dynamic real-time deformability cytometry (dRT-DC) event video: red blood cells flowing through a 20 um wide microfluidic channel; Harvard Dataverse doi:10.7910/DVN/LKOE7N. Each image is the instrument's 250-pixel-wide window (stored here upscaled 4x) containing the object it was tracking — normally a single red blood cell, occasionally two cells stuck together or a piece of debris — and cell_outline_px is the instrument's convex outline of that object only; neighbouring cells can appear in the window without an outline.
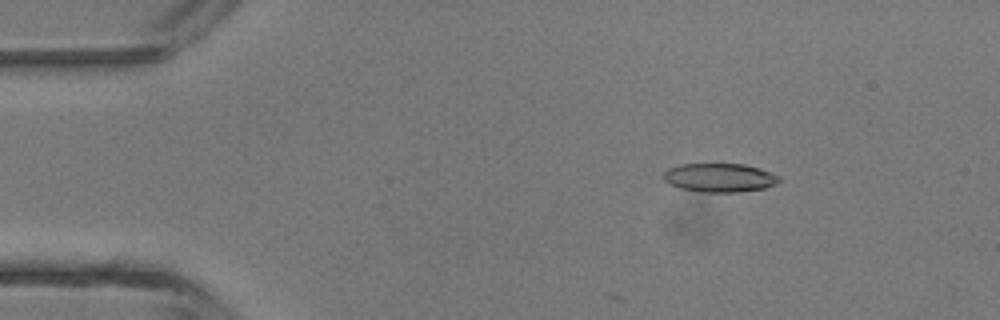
{"species": "common noctule bat (a hibernating species)", "species_latin": "Nyctalus noctula", "temperature_condition": "room temperature", "stored_images_in_passage": 3, "camera_frame_rate_fps": 3000, "um_per_image_px": 0.085, "animal": {"sex": "male", "body_mass_g": 13.3}, "frame": {"image": 1, "passage_image": 1, "time_ms": 0.0, "image_size_px": [1000, 320], "cell_outline_px": [[780, 180], [776, 184], [764, 188], [740, 192], [704, 192], [680, 188], [664, 180], [664, 172], [668, 168], [680, 164], [744, 164], [760, 168], [780, 176]], "centroid_in_image_um": [61.19, 15.1], "position_along_channel_um": 23.8, "area_um2": 19.31}}
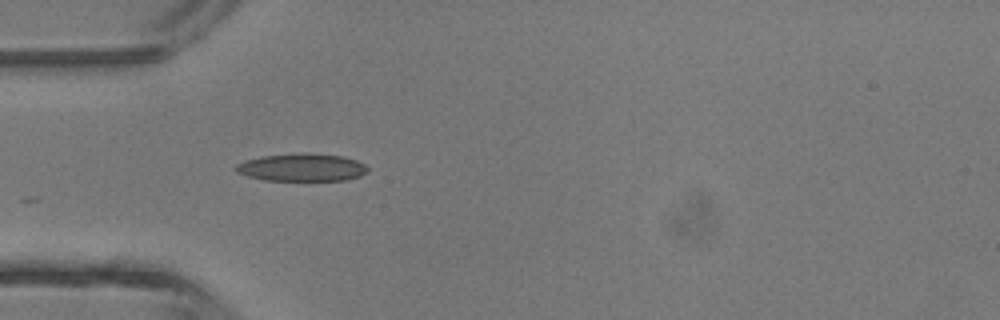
{"frame": {"image": 2, "passage_image": 3, "time_ms": 2.333, "image_size_px": [1000, 320], "cell_outline_px": [[368, 172], [360, 176], [344, 180], [264, 180], [248, 176], [236, 172], [232, 168], [236, 164], [244, 160], [260, 156], [344, 156], [356, 160], [364, 164], [368, 168]], "centroid_in_image_um": [25.62, 14.28], "position_along_channel_um": 59.4, "area_um2": 20.29}}